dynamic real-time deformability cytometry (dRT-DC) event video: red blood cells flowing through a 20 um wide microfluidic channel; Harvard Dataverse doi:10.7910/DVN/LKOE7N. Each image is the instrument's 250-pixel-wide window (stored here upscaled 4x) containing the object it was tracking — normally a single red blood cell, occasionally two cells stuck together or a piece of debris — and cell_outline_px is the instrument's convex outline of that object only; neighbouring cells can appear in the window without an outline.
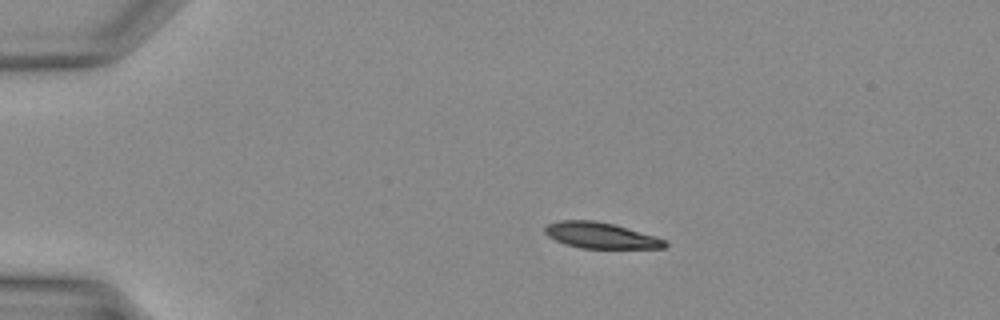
{"species": "Egyptian fruit bat (a non-hibernating species)", "species_latin": "Rousettus aegyptiacus", "temperature_condition": "warm", "stored_images_in_passage": 32, "camera_frame_rate_fps": 3000, "um_per_image_px": 0.085, "animal": {"sex": "female"}, "frame": {"image": 1, "passage_image": 1, "time_ms": 0.0, "image_size_px": [1000, 320], "cell_outline_px": [[668, 244], [664, 248], [580, 248], [564, 244], [548, 236], [544, 232], [544, 228], [548, 224], [560, 220], [592, 220], [612, 224], [652, 236], [664, 240]], "centroid_in_image_um": [50.98, 20.02], "position_along_channel_um": 34.0, "area_um2": 17.74}}
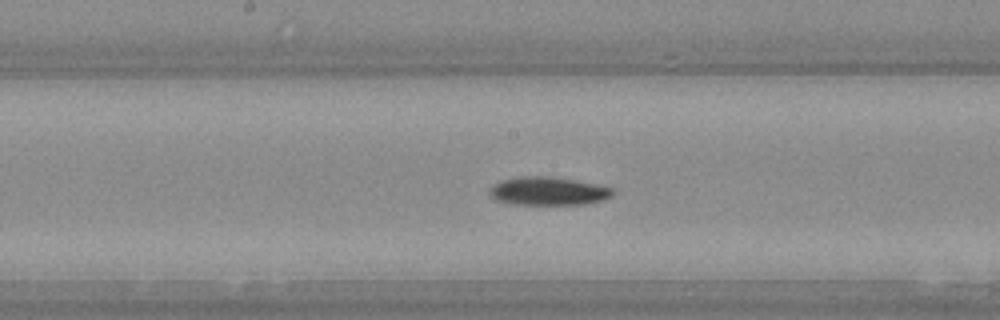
{"frame": {"image": 2, "passage_image": 14, "time_ms": 4.333, "image_size_px": [1000, 320], "cell_outline_px": [[616, 192], [612, 196], [604, 200], [584, 204], [516, 204], [496, 200], [488, 192], [488, 188], [492, 184], [500, 180], [520, 176], [548, 176], [576, 180], [616, 188]], "centroid_in_image_um": [46.62, 16.23], "position_along_channel_um": 201.6, "area_um2": 20.58}}
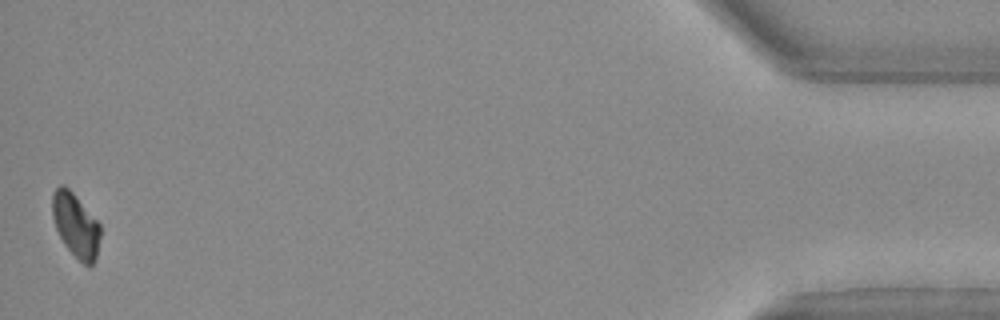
{"frame": {"image": 3, "passage_image": 32, "time_ms": 10.333, "image_size_px": [1000, 320], "cell_outline_px": [[100, 236], [96, 256], [92, 264], [84, 264], [64, 244], [56, 228], [52, 216], [52, 192], [60, 184], [64, 184], [72, 192], [100, 224]], "centroid_in_image_um": [6.41, 19.1], "position_along_channel_um": 428.8, "area_um2": 17.51}}